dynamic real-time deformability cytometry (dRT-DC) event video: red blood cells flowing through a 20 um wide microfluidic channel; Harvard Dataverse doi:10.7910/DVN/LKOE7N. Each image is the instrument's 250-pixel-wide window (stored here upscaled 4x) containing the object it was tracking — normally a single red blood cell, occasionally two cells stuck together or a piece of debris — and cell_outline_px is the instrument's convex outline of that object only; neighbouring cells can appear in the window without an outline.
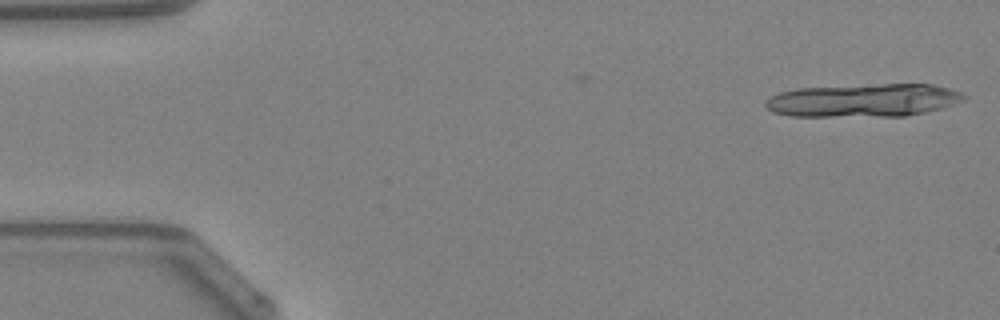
{"species": "Egyptian fruit bat (a non-hibernating species)", "species_latin": "Rousettus aegyptiacus", "temperature_condition": "warm", "stored_images_in_passage": 34, "camera_frame_rate_fps": 3000, "um_per_image_px": 0.085, "animal": {"sex": "female"}, "frame": {"image": 1, "passage_image": 1, "time_ms": 0.0, "image_size_px": [1000, 320], "cell_outline_px": [[968, 96], [964, 100], [940, 108], [924, 112], [904, 116], [792, 116], [772, 112], [764, 108], [764, 100], [780, 92], [796, 88], [880, 84], [932, 84], [948, 88], [960, 92]], "centroid_in_image_um": [73.35, 8.52], "position_along_channel_um": 11.7, "area_um2": 38.32}}